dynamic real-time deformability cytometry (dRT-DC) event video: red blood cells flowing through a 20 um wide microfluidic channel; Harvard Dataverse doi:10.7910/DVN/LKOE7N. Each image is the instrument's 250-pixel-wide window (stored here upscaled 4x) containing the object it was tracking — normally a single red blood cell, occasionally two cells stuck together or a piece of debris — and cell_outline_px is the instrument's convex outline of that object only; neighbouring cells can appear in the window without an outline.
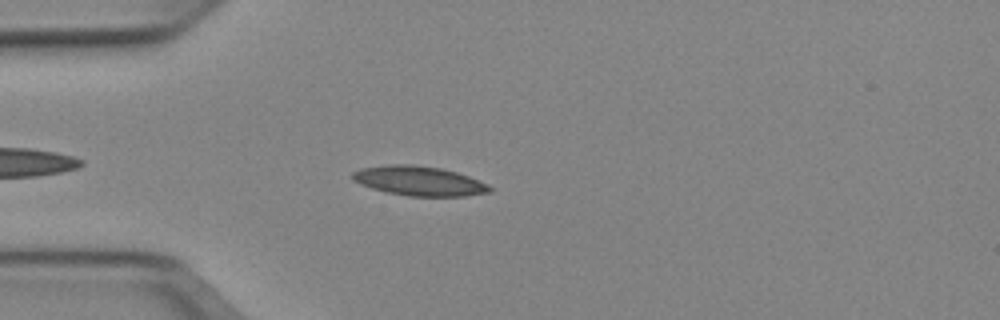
{"species": "Egyptian fruit bat (a non-hibernating species)", "species_latin": "Rousettus aegyptiacus", "temperature_condition": "cold", "stored_images_in_passage": 40, "camera_frame_rate_fps": 3000, "um_per_image_px": 0.085, "animal": {"sex": "female"}, "frame": {"image": 1, "passage_image": 5, "time_ms": 1.333, "image_size_px": [1000, 320], "cell_outline_px": [[492, 192], [464, 196], [408, 196], [388, 192], [372, 188], [360, 184], [352, 180], [352, 172], [360, 168], [392, 164], [412, 164], [440, 168], [456, 172], [468, 176], [488, 184], [492, 188]], "centroid_in_image_um": [35.62, 15.38], "position_along_channel_um": 49.4, "area_um2": 23.58}}
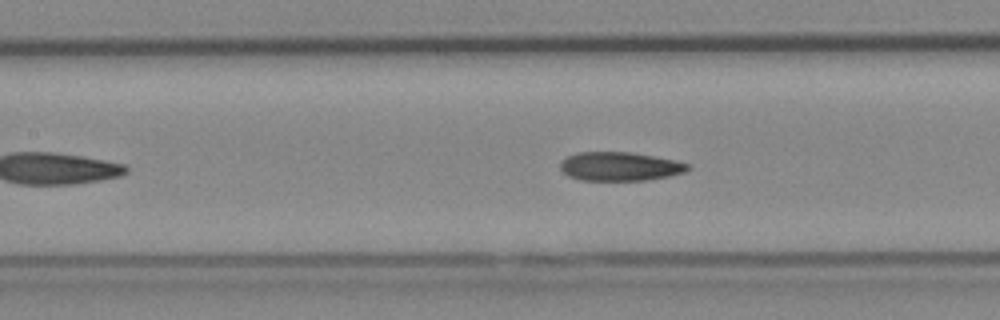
{"frame": {"image": 2, "passage_image": 14, "time_ms": 4.333, "image_size_px": [1000, 320], "cell_outline_px": [[692, 168], [684, 172], [668, 176], [648, 180], [580, 180], [568, 176], [560, 168], [560, 160], [576, 152], [632, 152], [676, 160], [692, 164]], "centroid_in_image_um": [52.71, 14.14], "position_along_channel_um": 154.7, "area_um2": 21.62}}
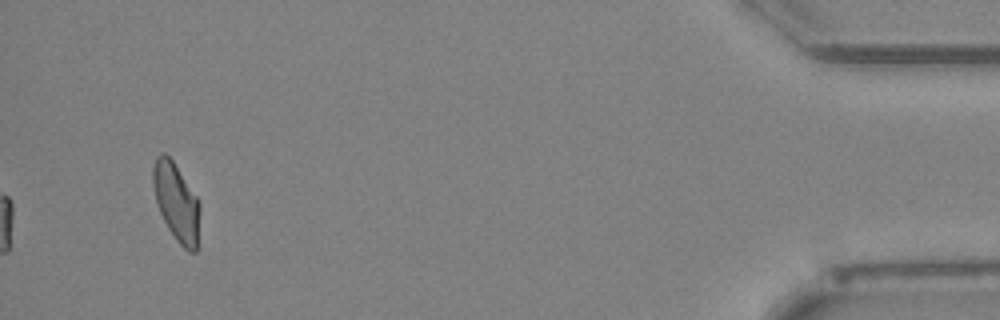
{"frame": {"image": 3, "passage_image": 40, "time_ms": 13.0, "image_size_px": [1000, 320], "cell_outline_px": [[200, 212], [196, 252], [188, 252], [176, 240], [168, 228], [156, 204], [152, 184], [152, 168], [156, 156], [160, 152], [164, 152], [172, 160], [200, 200]], "centroid_in_image_um": [14.98, 17.16], "position_along_channel_um": 420.2, "area_um2": 21.5}, "authors_computed_cell_mechanics": {"area_um2": 22.1085, "velocity_mm_per_s": 3.9342, "shape_relaxation_time_tau1_ms": 6.8637, "shape_relaxation_time_tau2_ms": 3.1422, "deformation_change_tau1": 0.1639, "deformation_change_tau2": 0.0877}}